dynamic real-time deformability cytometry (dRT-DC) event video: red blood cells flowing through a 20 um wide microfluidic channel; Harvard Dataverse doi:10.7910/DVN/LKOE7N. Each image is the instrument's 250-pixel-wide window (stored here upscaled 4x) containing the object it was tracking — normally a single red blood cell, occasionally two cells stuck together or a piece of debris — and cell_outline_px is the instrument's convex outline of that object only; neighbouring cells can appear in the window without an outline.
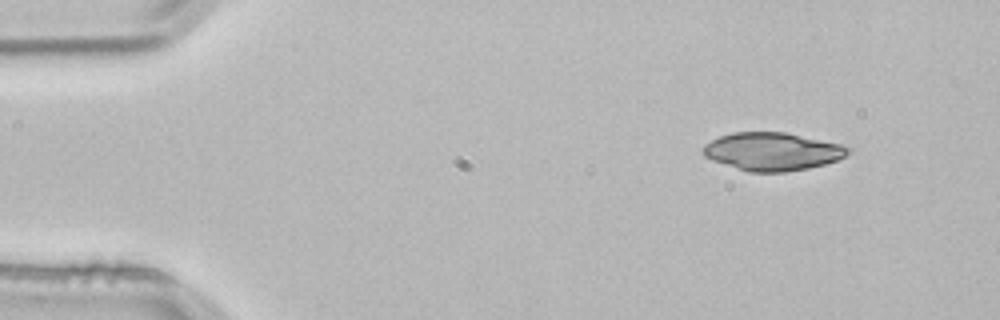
{"species": "common noctule bat (a hibernating species)", "species_latin": "Nyctalus noctula", "temperature_condition": "room temperature", "stored_images_in_passage": 3, "camera_frame_rate_fps": 3000, "um_per_image_px": 0.085, "animal": {"sex": "male", "body_mass_g": 21.5, "forearm_length_mm": 52.0}, "frame": {"image": 1, "passage_image": 3, "time_ms": 0.667, "image_size_px": [1000, 320], "cell_outline_px": [[852, 152], [836, 160], [824, 164], [808, 168], [784, 172], [748, 172], [712, 160], [704, 156], [704, 144], [720, 136], [732, 132], [784, 132], [840, 144], [852, 148]], "centroid_in_image_um": [65.65, 12.88], "position_along_channel_um": 19.3, "area_um2": 31.91}}